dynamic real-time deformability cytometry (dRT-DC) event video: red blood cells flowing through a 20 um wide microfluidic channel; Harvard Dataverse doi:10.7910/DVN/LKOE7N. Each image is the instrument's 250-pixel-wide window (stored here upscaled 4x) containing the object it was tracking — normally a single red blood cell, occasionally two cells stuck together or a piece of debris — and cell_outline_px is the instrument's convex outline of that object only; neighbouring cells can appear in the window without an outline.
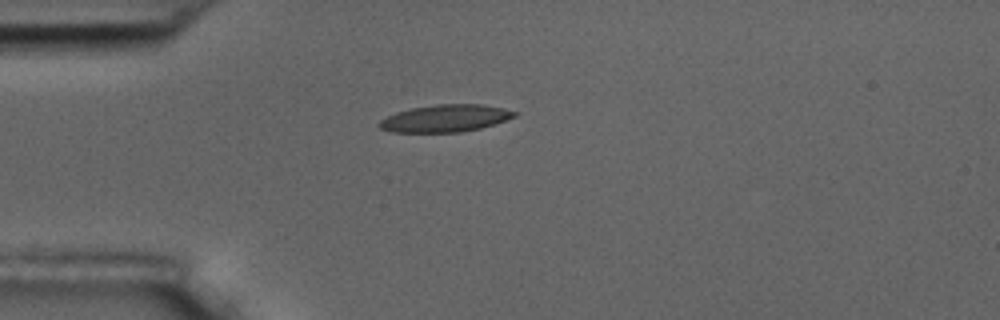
{"species": "common noctule bat (a hibernating species)", "species_latin": "Nyctalus noctula", "temperature_condition": "room temperature", "stored_images_in_passage": 1, "camera_frame_rate_fps": 3000, "um_per_image_px": 0.085, "animal": {"sex": "male", "body_mass_g": 17.5, "forearm_length_mm": 52.3}, "frame": {"image": 1, "passage_image": 1, "time_ms": 0.0, "image_size_px": [1000, 320], "cell_outline_px": [[520, 112], [516, 116], [480, 128], [460, 132], [392, 132], [380, 128], [376, 124], [380, 120], [396, 112], [412, 108], [436, 104], [480, 104], [504, 108]], "centroid_in_image_um": [37.84, 10.05], "position_along_channel_um": 47.2, "area_um2": 21.39}}